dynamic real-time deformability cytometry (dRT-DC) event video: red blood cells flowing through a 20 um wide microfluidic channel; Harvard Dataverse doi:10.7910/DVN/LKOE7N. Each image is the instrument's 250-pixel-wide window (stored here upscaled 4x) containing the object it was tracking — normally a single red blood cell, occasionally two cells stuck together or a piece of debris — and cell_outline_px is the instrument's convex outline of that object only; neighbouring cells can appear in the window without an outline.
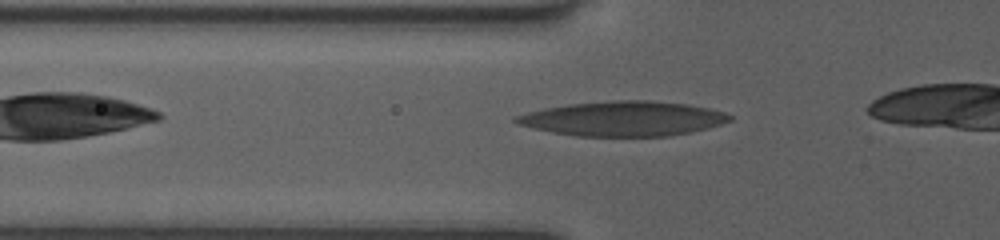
{"species": "human", "species_latin": "Homo sapiens", "temperature_condition": "room temperature", "stored_images_in_passage": 9, "camera_frame_rate_fps": 3000, "um_per_image_px": 0.085, "donor": {"sex": "female"}, "frame": {"image": 1, "passage_image": 2, "time_ms": 0.333, "image_size_px": [1000, 240], "cell_outline_px": [[732, 120], [708, 128], [668, 136], [576, 136], [552, 132], [532, 128], [516, 124], [512, 120], [512, 116], [544, 108], [568, 104], [612, 100], [648, 100], [688, 104], [708, 108], [724, 112], [732, 116]], "centroid_in_image_um": [52.92, 10.08], "position_along_channel_um": 72.9, "area_um2": 43.35}}
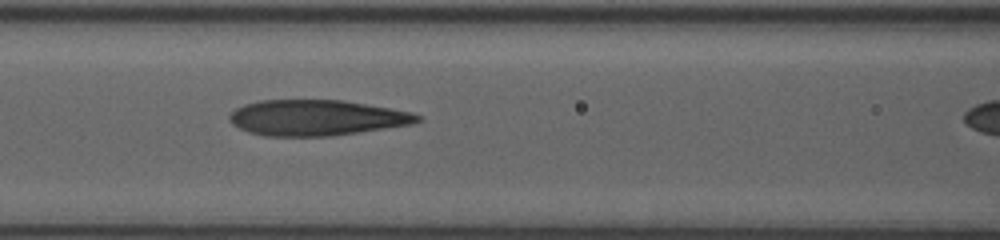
{"frame": {"image": 2, "passage_image": 6, "time_ms": 2.0, "image_size_px": [1000, 240], "cell_outline_px": [[424, 120], [412, 124], [332, 136], [264, 136], [248, 132], [232, 124], [228, 120], [228, 116], [236, 108], [244, 104], [260, 100], [340, 100], [412, 112], [420, 116]], "centroid_in_image_um": [26.87, 10.01], "position_along_channel_um": 139.7, "area_um2": 39.02}}